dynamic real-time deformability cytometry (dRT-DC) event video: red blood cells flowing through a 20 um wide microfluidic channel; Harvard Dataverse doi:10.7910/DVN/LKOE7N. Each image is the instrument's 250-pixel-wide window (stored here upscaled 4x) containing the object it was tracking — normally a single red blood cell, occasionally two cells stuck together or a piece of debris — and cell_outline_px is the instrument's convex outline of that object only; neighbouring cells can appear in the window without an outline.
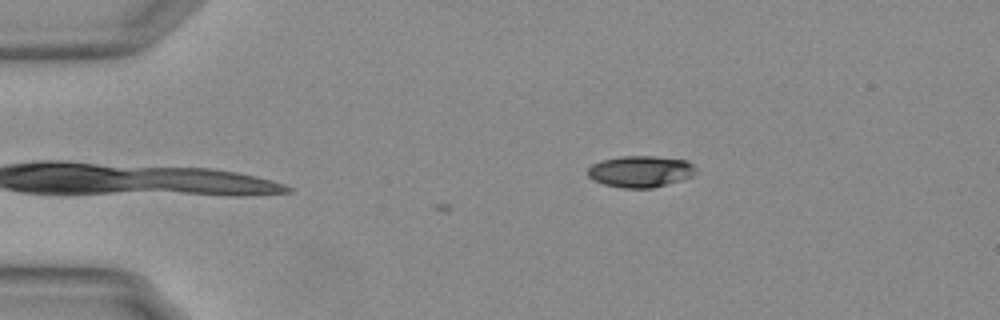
{"species": "Egyptian fruit bat (a non-hibernating species)", "species_latin": "Rousettus aegyptiacus", "temperature_condition": "warm", "stored_images_in_passage": 2, "camera_frame_rate_fps": 3000, "um_per_image_px": 0.085, "animal": {"sex": "female"}, "frame": {"image": 1, "passage_image": 2, "time_ms": 0.333, "image_size_px": [1000, 320], "cell_outline_px": [[696, 172], [692, 176], [680, 180], [652, 188], [624, 188], [604, 184], [592, 180], [588, 176], [588, 168], [592, 164], [604, 160], [620, 156], [652, 156], [684, 160], [692, 164], [696, 168]], "centroid_in_image_um": [54.42, 14.58], "position_along_channel_um": 30.6, "area_um2": 19.65}}